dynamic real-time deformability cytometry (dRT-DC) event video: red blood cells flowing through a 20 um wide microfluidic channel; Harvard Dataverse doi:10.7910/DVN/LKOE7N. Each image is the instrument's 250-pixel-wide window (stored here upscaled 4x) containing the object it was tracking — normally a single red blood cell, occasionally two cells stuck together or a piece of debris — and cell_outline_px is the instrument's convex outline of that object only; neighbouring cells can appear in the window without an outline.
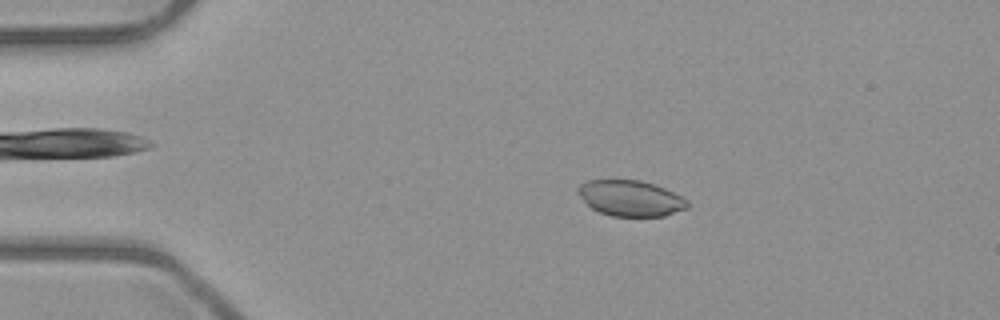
{"species": "common noctule bat (a hibernating species)", "species_latin": "Nyctalus noctula", "temperature_condition": "room temperature", "stored_images_in_passage": 51, "camera_frame_rate_fps": 3000, "um_per_image_px": 0.085, "animal": {"sex": "male", "body_mass_g": 23.1, "forearm_length_mm": 52.7}, "frame": {"image": 1, "passage_image": 9, "time_ms": 2.667, "image_size_px": [1000, 320], "cell_outline_px": [[688, 208], [664, 216], [612, 216], [600, 212], [592, 208], [576, 192], [576, 188], [580, 184], [588, 180], [640, 180], [664, 188], [688, 200]], "centroid_in_image_um": [53.58, 16.85], "position_along_channel_um": 31.4, "area_um2": 22.66}}
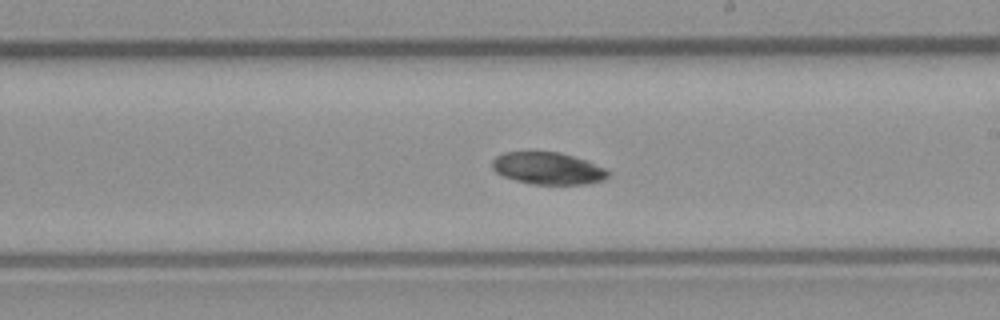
{"frame": {"image": 2, "passage_image": 29, "time_ms": 9.333, "image_size_px": [1000, 320], "cell_outline_px": [[608, 176], [604, 180], [588, 184], [532, 184], [516, 180], [504, 176], [496, 172], [492, 168], [492, 160], [496, 156], [504, 152], [560, 152], [584, 160], [604, 168], [608, 172]], "centroid_in_image_um": [46.55, 14.31], "position_along_channel_um": 242.5, "area_um2": 21.44}}
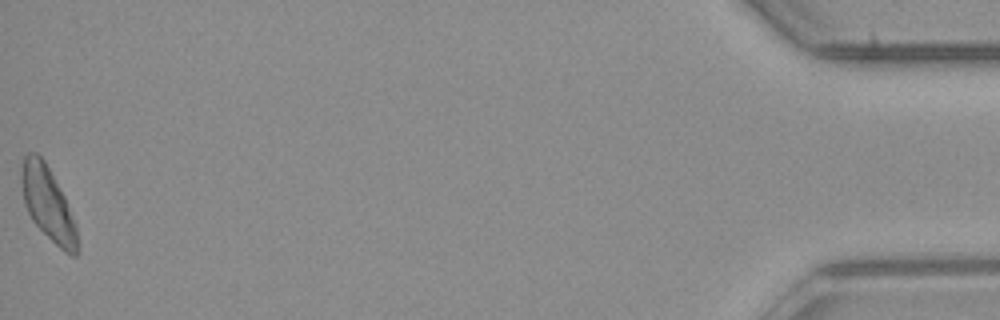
{"frame": {"image": 3, "passage_image": 51, "time_ms": 16.667, "image_size_px": [1000, 320], "cell_outline_px": [[80, 248], [76, 256], [72, 256], [64, 252], [32, 220], [24, 204], [20, 180], [20, 168], [24, 156], [28, 152], [36, 152], [44, 160], [64, 196], [76, 224]], "centroid_in_image_um": [4.07, 17.32], "position_along_channel_um": 431.1, "area_um2": 24.04}}